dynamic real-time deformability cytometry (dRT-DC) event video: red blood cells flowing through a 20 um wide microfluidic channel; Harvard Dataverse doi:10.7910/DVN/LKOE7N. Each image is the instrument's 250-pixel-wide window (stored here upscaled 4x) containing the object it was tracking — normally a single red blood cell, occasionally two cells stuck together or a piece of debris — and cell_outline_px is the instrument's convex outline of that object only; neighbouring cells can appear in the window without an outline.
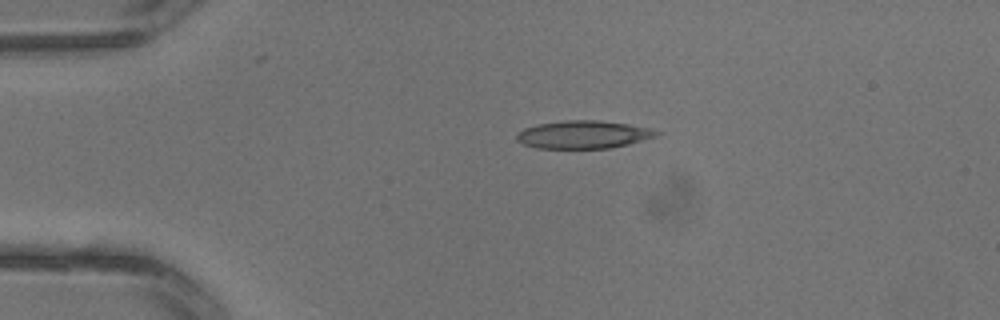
{"species": "common noctule bat (a hibernating species)", "species_latin": "Nyctalus noctula", "temperature_condition": "warm", "stored_images_in_passage": 2, "camera_frame_rate_fps": 3000, "um_per_image_px": 0.085, "animal": {"sex": "male", "body_mass_g": 13.3}, "frame": {"image": 1, "passage_image": 1, "time_ms": 0.0, "image_size_px": [1000, 320], "cell_outline_px": [[660, 136], [628, 144], [608, 148], [536, 148], [524, 144], [516, 140], [516, 136], [524, 128], [536, 124], [564, 120], [600, 120], [628, 124], [652, 128], [660, 132]], "centroid_in_image_um": [49.62, 11.43], "position_along_channel_um": 35.4, "area_um2": 22.83}}